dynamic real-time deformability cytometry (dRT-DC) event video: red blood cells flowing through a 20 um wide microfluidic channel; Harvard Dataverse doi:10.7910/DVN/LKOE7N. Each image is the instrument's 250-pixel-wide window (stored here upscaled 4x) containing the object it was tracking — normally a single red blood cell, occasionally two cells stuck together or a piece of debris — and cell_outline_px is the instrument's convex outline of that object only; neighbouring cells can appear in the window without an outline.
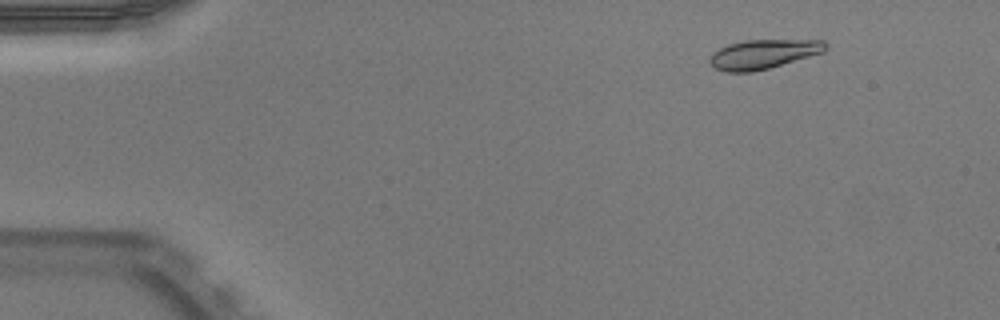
{"species": "Egyptian fruit bat (a non-hibernating species)", "species_latin": "Rousettus aegyptiacus", "temperature_condition": "warm", "stored_images_in_passage": 16, "camera_frame_rate_fps": 3000, "um_per_image_px": 0.085, "animal": {"sex": "male"}, "frame": {"image": 1, "passage_image": 7, "time_ms": 2.0, "image_size_px": [1000, 320], "cell_outline_px": [[828, 48], [824, 52], [768, 68], [752, 72], [728, 72], [716, 68], [708, 60], [712, 52], [728, 44], [748, 40], [824, 40], [828, 44]], "centroid_in_image_um": [64.9, 4.59], "position_along_channel_um": 20.1, "area_um2": 19.65}}